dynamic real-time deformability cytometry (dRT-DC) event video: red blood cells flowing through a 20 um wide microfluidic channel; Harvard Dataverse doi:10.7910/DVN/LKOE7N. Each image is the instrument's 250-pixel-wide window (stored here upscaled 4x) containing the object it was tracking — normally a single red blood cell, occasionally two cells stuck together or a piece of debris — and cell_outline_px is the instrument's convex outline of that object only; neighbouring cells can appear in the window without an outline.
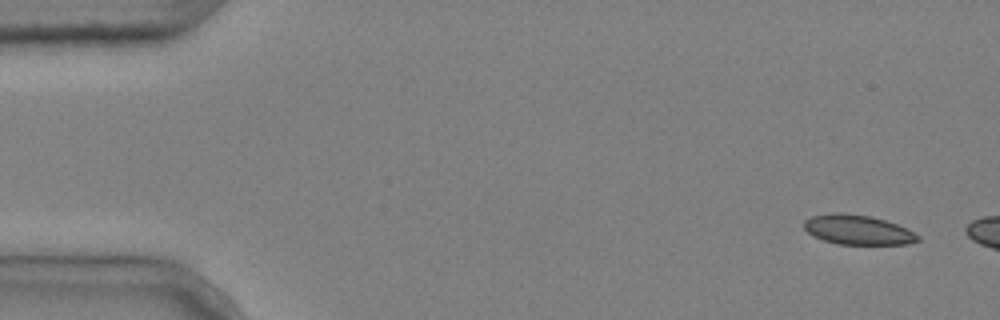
{"species": "common noctule bat (a hibernating species)", "species_latin": "Nyctalus noctula", "temperature_condition": "cold", "stored_images_in_passage": 3, "camera_frame_rate_fps": 3000, "um_per_image_px": 0.085, "animal": {"sex": "male", "body_mass_g": 20.4}, "frame": {"image": 1, "passage_image": 1, "time_ms": 0.0, "image_size_px": [1000, 320], "cell_outline_px": [[920, 240], [904, 244], [836, 244], [824, 240], [808, 232], [804, 228], [804, 220], [812, 216], [832, 212], [840, 212], [868, 216], [884, 220], [896, 224], [920, 236]], "centroid_in_image_um": [72.88, 19.53], "position_along_channel_um": 12.1, "area_um2": 19.36}}